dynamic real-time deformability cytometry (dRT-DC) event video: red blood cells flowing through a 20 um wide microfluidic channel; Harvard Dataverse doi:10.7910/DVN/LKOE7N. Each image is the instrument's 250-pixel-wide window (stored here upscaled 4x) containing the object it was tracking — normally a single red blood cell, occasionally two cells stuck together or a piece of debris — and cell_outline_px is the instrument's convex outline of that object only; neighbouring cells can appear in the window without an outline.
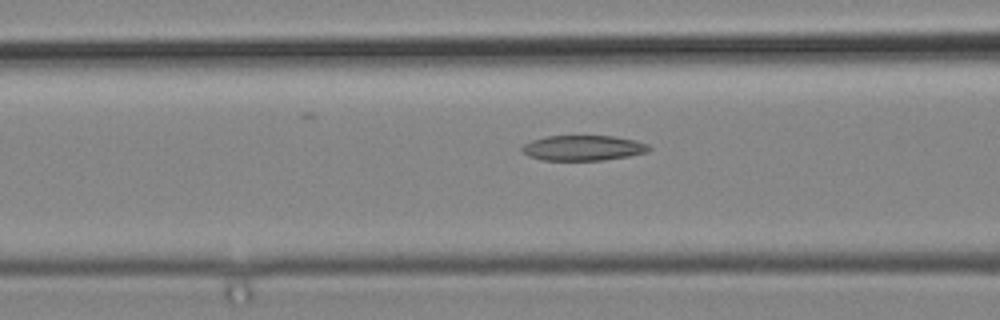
{"species": "common noctule bat (a hibernating species)", "species_latin": "Nyctalus noctula", "temperature_condition": "cold", "stored_images_in_passage": 29, "camera_frame_rate_fps": 3000, "um_per_image_px": 0.085, "animal": {"sex": "male", "body_mass_g": 19.2, "forearm_length_mm": 51.8}, "frame": {"image": 1, "passage_image": 8, "time_ms": 2.333, "image_size_px": [1000, 320], "cell_outline_px": [[652, 148], [648, 152], [628, 156], [604, 160], [540, 160], [528, 156], [520, 152], [520, 148], [524, 144], [532, 140], [548, 136], [612, 136], [636, 140], [648, 144]], "centroid_in_image_um": [49.55, 12.58], "position_along_channel_um": 117.1, "area_um2": 18.84}}
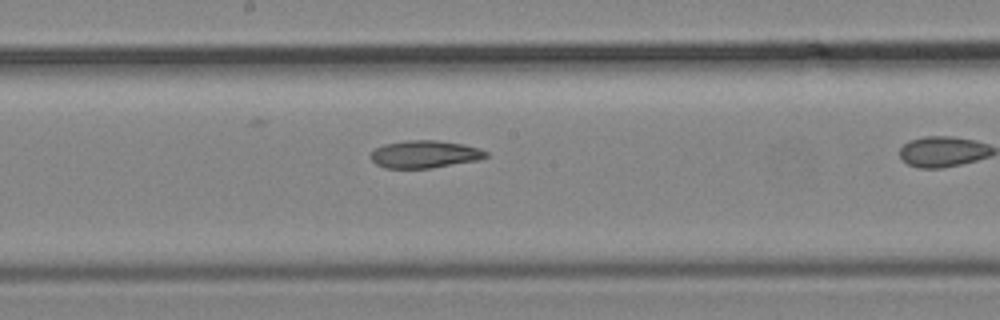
{"frame": {"image": 2, "passage_image": 15, "time_ms": 4.667, "image_size_px": [1000, 320], "cell_outline_px": [[488, 156], [480, 160], [432, 168], [384, 168], [376, 164], [368, 156], [376, 148], [384, 144], [404, 140], [436, 140], [464, 144], [480, 148], [488, 152]], "centroid_in_image_um": [36.12, 13.11], "position_along_channel_um": 212.1, "area_um2": 18.73}}
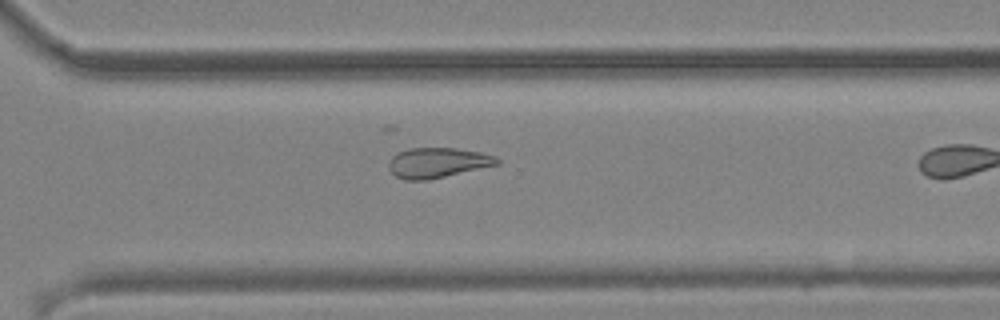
{"frame": {"image": 3, "passage_image": 24, "time_ms": 7.667, "image_size_px": [1000, 320], "cell_outline_px": [[500, 164], [444, 176], [424, 180], [404, 180], [396, 176], [388, 168], [388, 160], [396, 152], [408, 148], [456, 148], [480, 152], [496, 156], [500, 160]], "centroid_in_image_um": [37.16, 13.81], "position_along_channel_um": 333.4, "area_um2": 19.02}}